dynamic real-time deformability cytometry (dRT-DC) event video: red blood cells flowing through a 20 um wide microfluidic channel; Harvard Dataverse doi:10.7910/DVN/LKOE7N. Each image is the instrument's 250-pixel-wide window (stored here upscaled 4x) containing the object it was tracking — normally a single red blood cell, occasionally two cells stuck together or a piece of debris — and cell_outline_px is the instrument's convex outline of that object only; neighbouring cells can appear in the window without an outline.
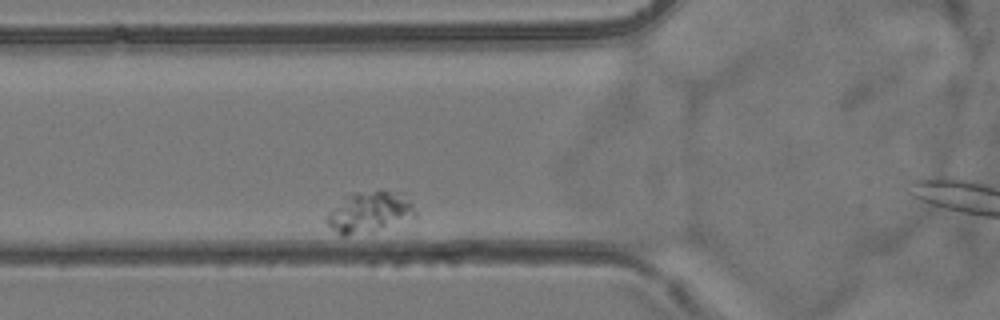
{"species": "common noctule bat (a hibernating species)", "species_latin": "Nyctalus noctula", "temperature_condition": "room temperature", "stored_images_in_passage": 3, "camera_frame_rate_fps": 3000, "um_per_image_px": 0.085, "animal": {"sex": "female", "body_mass_g": 24.6, "forearm_length_mm": 56.2}, "frame": {"image": 1, "passage_image": 2, "time_ms": 1.333, "image_size_px": [1000, 320], "cell_outline_px": [[416, 216], [376, 228], [344, 236], [340, 236], [324, 220], [324, 216], [348, 192], [380, 188], [404, 192], [412, 204], [416, 212]], "centroid_in_image_um": [31.35, 17.91], "position_along_channel_um": 94.4, "area_um2": 21.27}}